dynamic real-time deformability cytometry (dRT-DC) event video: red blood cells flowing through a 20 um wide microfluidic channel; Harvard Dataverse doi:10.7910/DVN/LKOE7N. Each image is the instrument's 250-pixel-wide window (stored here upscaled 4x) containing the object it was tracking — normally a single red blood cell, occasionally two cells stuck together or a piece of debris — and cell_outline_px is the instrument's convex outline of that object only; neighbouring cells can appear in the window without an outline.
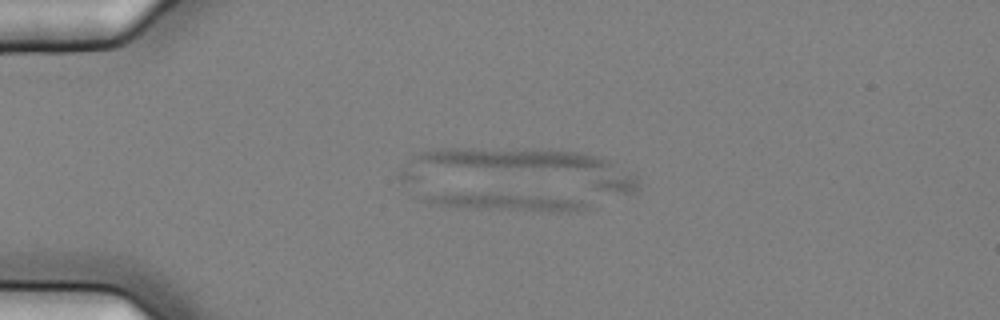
{"species": "common noctule bat (a hibernating species)", "species_latin": "Nyctalus noctula", "temperature_condition": "cold", "stored_images_in_passage": 9, "segment_of_instrument_passage": [1, 2], "camera_frame_rate_fps": 3000, "um_per_image_px": 0.085, "animal": {"sex": "female", "body_mass_g": 25.1}, "frame": {"image": 1, "passage_image": 3, "time_ms": 0.667, "image_size_px": [1000, 320], "cell_outline_px": [[592, 208], [580, 212], [552, 212], [480, 208], [436, 204], [424, 200], [424, 196], [468, 192], [548, 196], [580, 200], [588, 204]], "centroid_in_image_um": [43.34, 17.18], "position_along_channel_um": 41.7, "area_um2": 16.13}}